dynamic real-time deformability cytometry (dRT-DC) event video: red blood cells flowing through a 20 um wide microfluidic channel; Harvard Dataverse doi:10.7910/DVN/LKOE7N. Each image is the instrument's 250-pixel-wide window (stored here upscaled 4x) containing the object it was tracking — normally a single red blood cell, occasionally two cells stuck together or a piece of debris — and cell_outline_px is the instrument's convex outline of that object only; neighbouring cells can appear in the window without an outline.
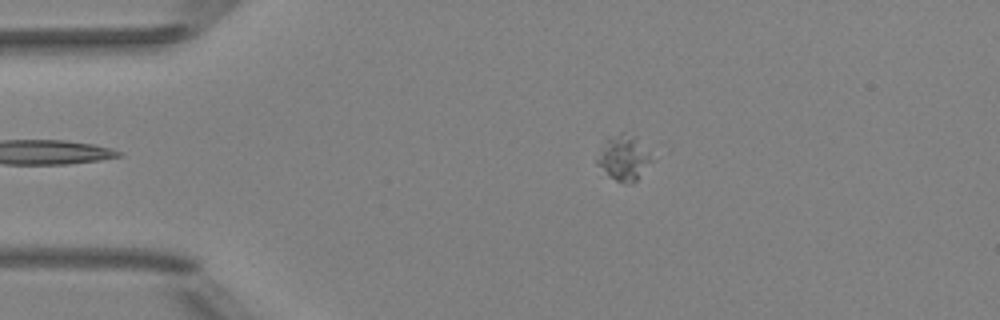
{"species": "Egyptian fruit bat (a non-hibernating species)", "species_latin": "Rousettus aegyptiacus", "temperature_condition": "room temperature", "stored_images_in_passage": 44, "camera_frame_rate_fps": 3000, "um_per_image_px": 0.085, "animal": {"sex": "female"}, "frame": {"image": 1, "passage_image": 3, "time_ms": 0.667, "image_size_px": [1000, 320], "cell_outline_px": [[656, 160], [636, 180], [628, 184], [624, 184], [608, 176], [596, 164], [596, 160], [608, 136], [620, 132], [636, 136]], "centroid_in_image_um": [53.06, 13.42], "position_along_channel_um": 31.9, "area_um2": 14.62}}
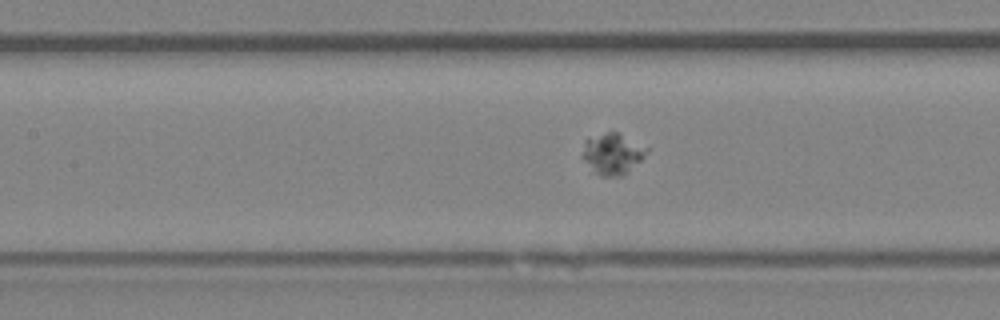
{"frame": {"image": 2, "passage_image": 16, "time_ms": 5.0, "image_size_px": [1000, 320], "cell_outline_px": [[648, 152], [640, 160], [620, 176], [600, 176], [580, 156], [584, 140], [608, 132], [620, 132], [648, 148]], "centroid_in_image_um": [52.03, 13.04], "position_along_channel_um": 155.4, "area_um2": 15.09}}
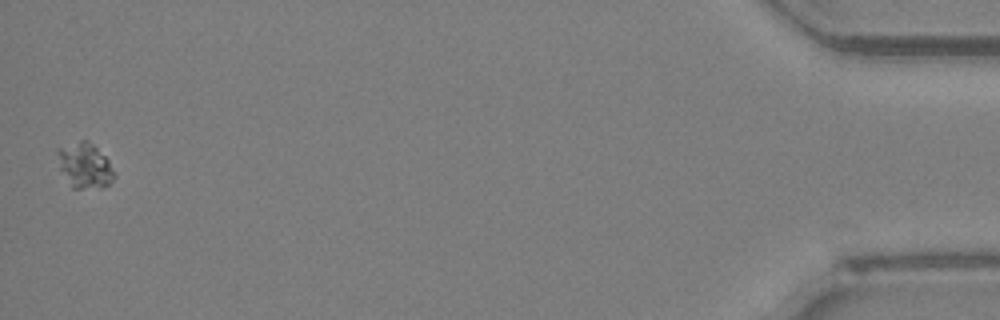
{"frame": {"image": 3, "passage_image": 44, "time_ms": 14.333, "image_size_px": [1000, 320], "cell_outline_px": [[116, 176], [108, 184], [100, 188], [72, 188], [60, 168], [56, 152], [56, 148], [80, 140], [88, 140], [108, 160], [116, 172]], "centroid_in_image_um": [7.2, 14.06], "position_along_channel_um": 428.0, "area_um2": 14.91}}